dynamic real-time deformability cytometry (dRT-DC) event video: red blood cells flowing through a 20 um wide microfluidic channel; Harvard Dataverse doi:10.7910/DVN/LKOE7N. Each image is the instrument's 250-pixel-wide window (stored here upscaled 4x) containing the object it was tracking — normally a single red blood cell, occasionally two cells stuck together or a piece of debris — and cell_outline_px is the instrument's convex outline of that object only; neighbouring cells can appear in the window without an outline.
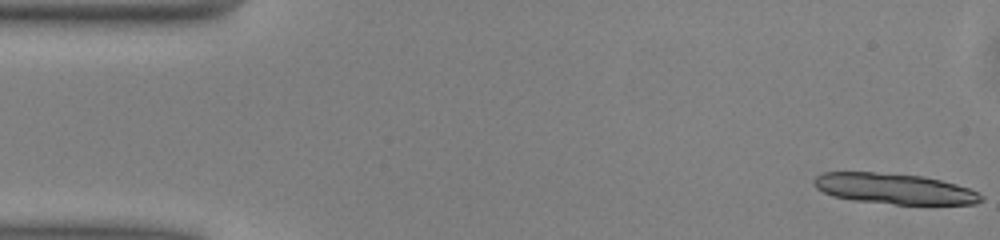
{"species": "common noctule bat (a hibernating species)", "species_latin": "Nyctalus noctula", "temperature_condition": "warm", "stored_images_in_passage": 12, "camera_frame_rate_fps": 3000, "um_per_image_px": 0.085, "animal": {"sex": "male", "body_mass_g": 13.0, "forearm_length_mm": 53.1}, "frame": {"image": 1, "passage_image": 1, "time_ms": 0.0, "image_size_px": [1000, 240], "cell_outline_px": [[984, 200], [976, 204], [896, 204], [852, 200], [832, 196], [816, 188], [812, 180], [816, 176], [824, 172], [876, 172], [920, 176], [940, 180], [956, 184], [968, 188], [984, 196]], "centroid_in_image_um": [76.0, 16.04], "position_along_channel_um": 9.0, "area_um2": 29.71}}